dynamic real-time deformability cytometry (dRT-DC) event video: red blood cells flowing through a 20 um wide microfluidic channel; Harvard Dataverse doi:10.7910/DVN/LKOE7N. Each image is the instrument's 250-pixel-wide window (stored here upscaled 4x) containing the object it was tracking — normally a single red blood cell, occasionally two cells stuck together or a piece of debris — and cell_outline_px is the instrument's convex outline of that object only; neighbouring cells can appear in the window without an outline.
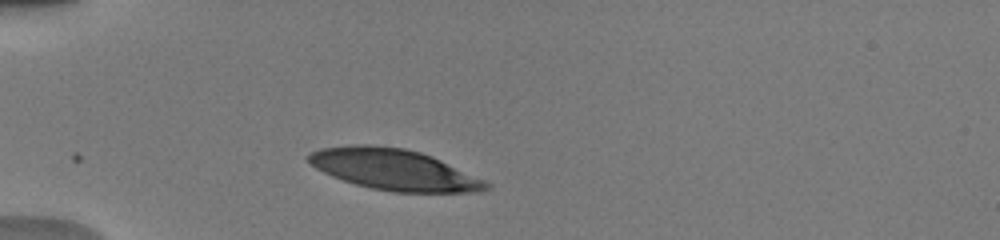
{"species": "human", "species_latin": "Homo sapiens", "temperature_condition": "warm", "stored_images_in_passage": 6, "camera_frame_rate_fps": 3000, "um_per_image_px": 0.085, "donor": {"sex": "male"}, "frame": {"image": 1, "passage_image": 2, "time_ms": 0.667, "image_size_px": [1000, 240], "cell_outline_px": [[492, 184], [488, 188], [472, 192], [396, 192], [372, 188], [356, 184], [332, 176], [316, 168], [308, 160], [308, 152], [320, 148], [352, 144], [368, 144], [404, 148], [420, 152], [432, 156], [484, 180]], "centroid_in_image_um": [33.46, 14.4], "position_along_channel_um": 51.5, "area_um2": 42.08}}
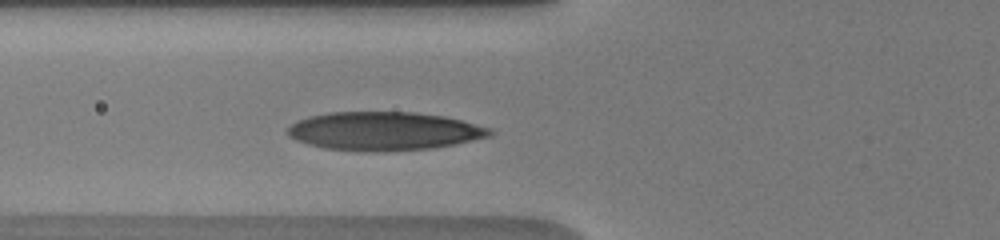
{"frame": {"image": 2, "passage_image": 6, "time_ms": 2.333, "image_size_px": [1000, 240], "cell_outline_px": [[492, 136], [456, 144], [428, 148], [372, 152], [360, 152], [324, 148], [308, 144], [296, 140], [288, 136], [288, 128], [296, 120], [308, 116], [328, 112], [416, 112], [444, 116], [492, 128]], "centroid_in_image_um": [32.62, 11.14], "position_along_channel_um": 93.2, "area_um2": 45.55}}